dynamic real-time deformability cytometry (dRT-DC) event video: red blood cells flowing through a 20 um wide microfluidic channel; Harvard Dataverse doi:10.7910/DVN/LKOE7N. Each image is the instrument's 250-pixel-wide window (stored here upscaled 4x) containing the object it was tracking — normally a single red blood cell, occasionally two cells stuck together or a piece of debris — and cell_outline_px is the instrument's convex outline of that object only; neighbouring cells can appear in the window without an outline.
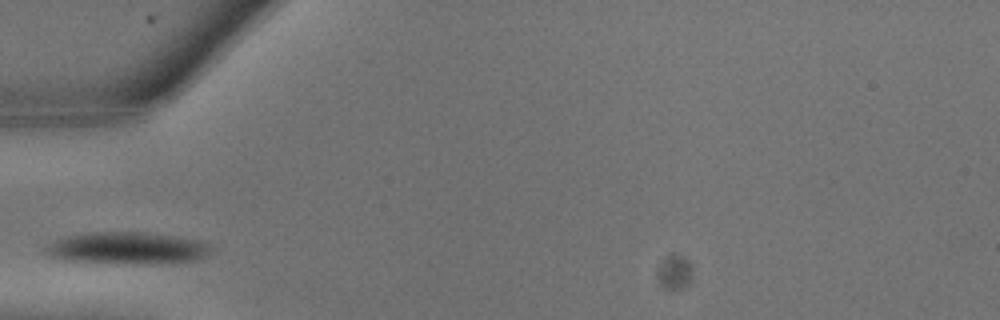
{"species": "common noctule bat (a hibernating species)", "species_latin": "Nyctalus noctula", "temperature_condition": "warm", "stored_images_in_passage": 5, "camera_frame_rate_fps": 3000, "um_per_image_px": 0.085, "animal": {"sex": "male", "body_mass_g": 13.3}, "frame": {"image": 1, "passage_image": 1, "time_ms": 0.0, "image_size_px": [1000, 320], "cell_outline_px": [[208, 252], [204, 256], [196, 260], [164, 264], [128, 264], [64, 260], [52, 256], [44, 252], [44, 248], [48, 244], [64, 236], [92, 232], [148, 232], [176, 236], [200, 240], [208, 244]], "centroid_in_image_um": [10.8, 21.09], "position_along_channel_um": 74.2, "area_um2": 31.04}}
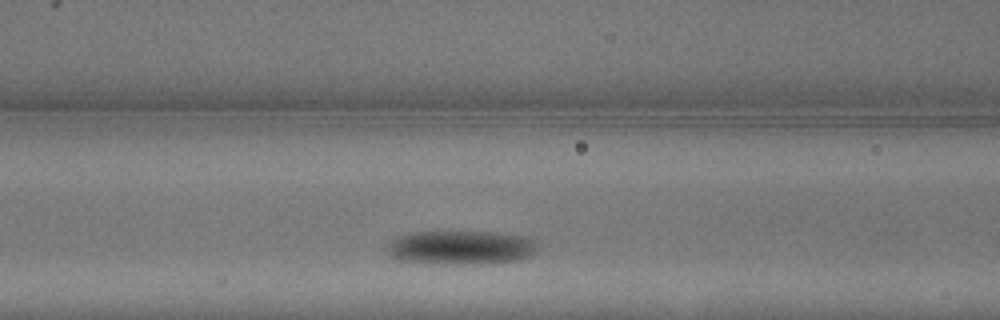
{"frame": {"image": 2, "passage_image": 3, "time_ms": 0.667, "image_size_px": [1000, 320], "cell_outline_px": [[540, 240], [532, 256], [516, 260], [480, 264], [440, 264], [396, 260], [388, 256], [384, 252], [388, 244], [392, 240], [400, 236], [412, 232], [496, 232], [536, 236]], "centroid_in_image_um": [39.23, 21.04], "position_along_channel_um": 127.4, "area_um2": 30.63}}
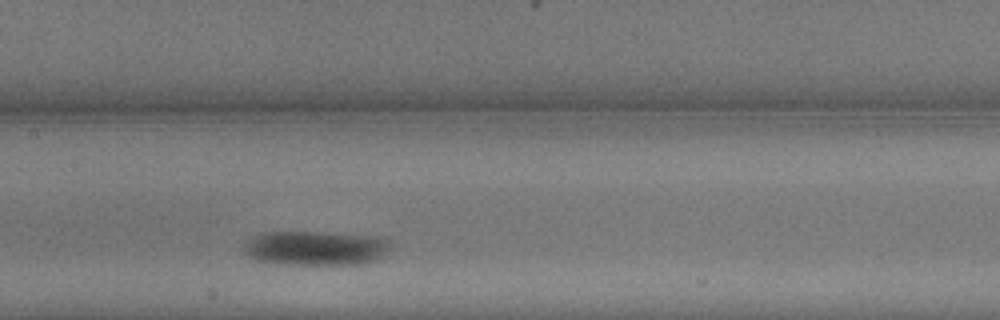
{"frame": {"image": 3, "passage_image": 5, "time_ms": 1.333, "image_size_px": [1000, 320], "cell_outline_px": [[392, 244], [388, 252], [380, 260], [368, 264], [280, 264], [248, 260], [240, 252], [244, 244], [252, 236], [264, 232], [316, 232], [360, 236], [388, 240]], "centroid_in_image_um": [26.71, 21.13], "position_along_channel_um": 180.7, "area_um2": 29.88}}